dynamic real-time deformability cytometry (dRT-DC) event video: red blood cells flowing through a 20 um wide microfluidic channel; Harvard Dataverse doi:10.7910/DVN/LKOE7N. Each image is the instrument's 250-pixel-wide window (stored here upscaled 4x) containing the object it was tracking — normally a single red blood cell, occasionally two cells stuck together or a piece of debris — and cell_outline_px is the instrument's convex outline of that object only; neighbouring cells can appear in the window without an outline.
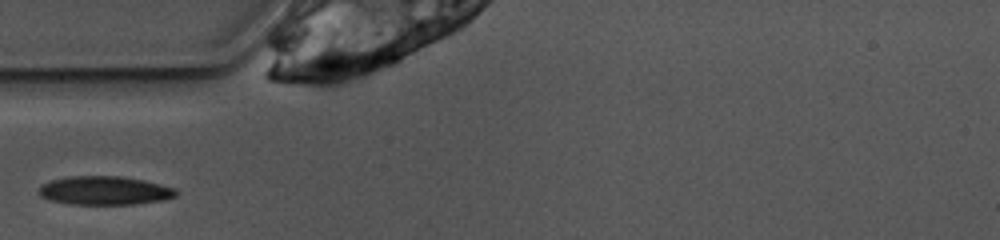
{"species": "common noctule bat (a hibernating species)", "species_latin": "Nyctalus noctula", "temperature_condition": "warm", "stored_images_in_passage": 30, "camera_frame_rate_fps": 3000, "um_per_image_px": 0.085, "animal": {"sex": "female", "body_mass_g": 10.0, "forearm_length_mm": 53.1}, "frame": {"image": 1, "passage_image": 1, "time_ms": 0.0, "image_size_px": [1000, 240], "cell_outline_px": [[176, 196], [164, 200], [136, 204], [68, 204], [48, 200], [40, 196], [36, 192], [44, 184], [52, 180], [68, 176], [120, 176], [144, 180], [160, 184], [172, 188], [176, 192]], "centroid_in_image_um": [8.85, 16.2], "position_along_channel_um": 76.1, "area_um2": 22.89}}
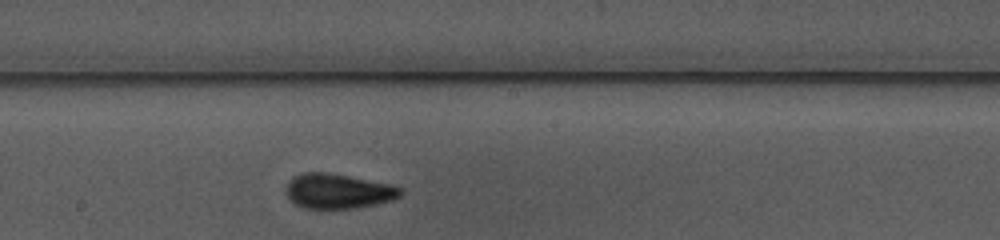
{"frame": {"image": 2, "passage_image": 12, "time_ms": 3.667, "image_size_px": [1000, 240], "cell_outline_px": [[404, 192], [400, 196], [392, 200], [376, 204], [356, 208], [304, 208], [288, 200], [284, 192], [284, 188], [288, 180], [292, 176], [304, 172], [324, 172], [348, 176], [388, 184], [404, 188]], "centroid_in_image_um": [28.68, 16.25], "position_along_channel_um": 219.5, "area_um2": 23.47}}
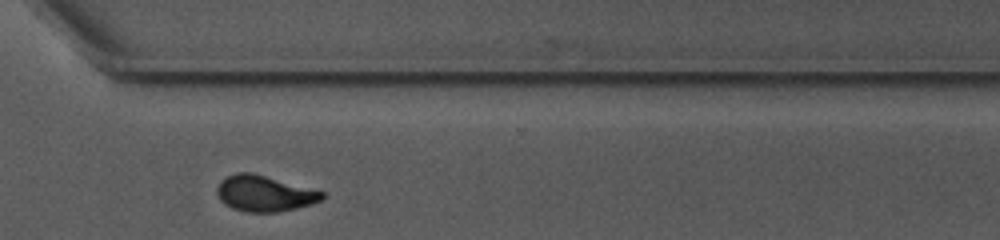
{"frame": {"image": 3, "passage_image": 22, "time_ms": 7.0, "image_size_px": [1000, 240], "cell_outline_px": [[324, 200], [312, 204], [280, 212], [244, 212], [232, 208], [224, 204], [220, 200], [216, 192], [216, 188], [220, 180], [236, 172], [252, 172], [324, 192]], "centroid_in_image_um": [22.45, 16.45], "position_along_channel_um": 348.1, "area_um2": 22.14}}